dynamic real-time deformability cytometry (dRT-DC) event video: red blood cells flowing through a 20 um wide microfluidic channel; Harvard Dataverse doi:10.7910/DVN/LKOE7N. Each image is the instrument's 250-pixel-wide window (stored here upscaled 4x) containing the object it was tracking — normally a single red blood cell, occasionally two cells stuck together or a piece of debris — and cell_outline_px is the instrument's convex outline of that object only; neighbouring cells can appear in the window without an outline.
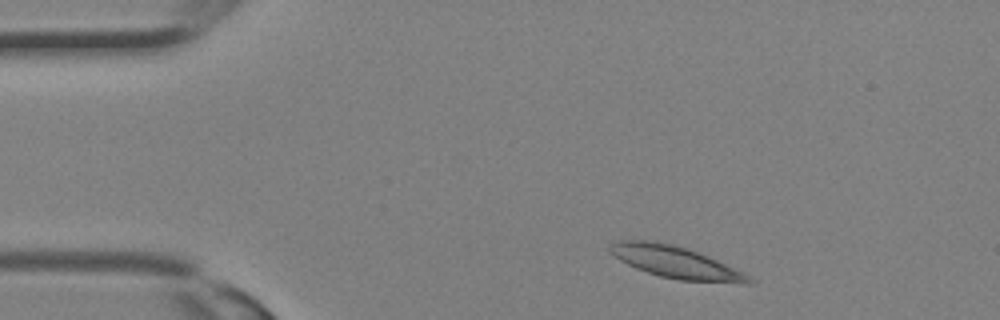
{"species": "Egyptian fruit bat (a non-hibernating species)", "species_latin": "Rousettus aegyptiacus", "temperature_condition": "room temperature", "stored_images_in_passage": 28, "camera_frame_rate_fps": 3000, "um_per_image_px": 0.085, "animal": {"sex": "female"}, "frame": {"image": 1, "passage_image": 1, "time_ms": 0.0, "image_size_px": [1000, 320], "cell_outline_px": [[756, 280], [752, 284], [744, 284], [680, 280], [660, 276], [636, 268], [620, 260], [608, 248], [612, 244], [620, 240], [644, 240], [672, 244], [688, 248], [708, 256], [744, 272]], "centroid_in_image_um": [57.53, 22.31], "position_along_channel_um": 27.5, "area_um2": 25.72}}
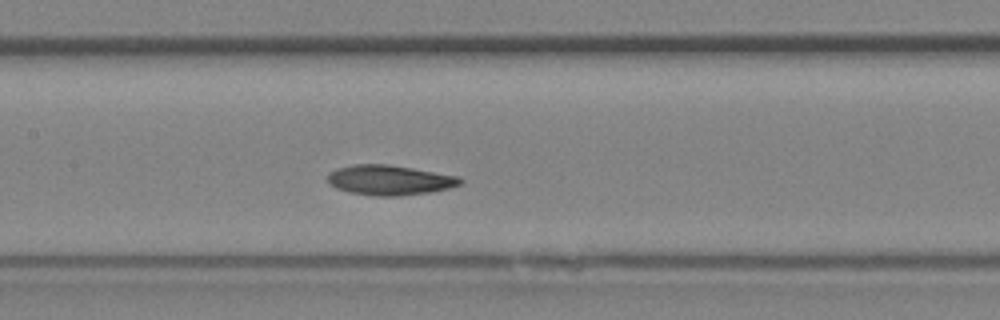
{"frame": {"image": 2, "passage_image": 11, "time_ms": 3.333, "image_size_px": [1000, 320], "cell_outline_px": [[464, 180], [460, 184], [448, 188], [428, 192], [400, 196], [376, 196], [348, 192], [336, 188], [328, 184], [328, 172], [336, 168], [352, 164], [388, 164], [460, 176]], "centroid_in_image_um": [33.08, 15.3], "position_along_channel_um": 174.3, "area_um2": 23.29}}
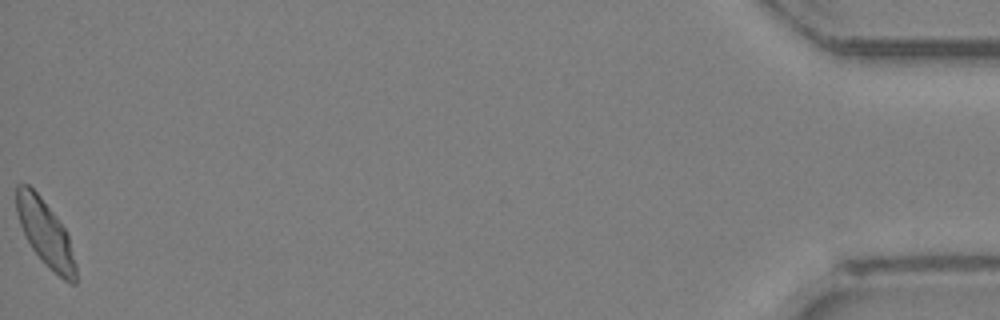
{"frame": {"image": 3, "passage_image": 28, "time_ms": 9.0, "image_size_px": [1000, 320], "cell_outline_px": [[76, 284], [72, 284], [64, 280], [52, 272], [48, 268], [32, 248], [20, 224], [16, 212], [16, 184], [28, 184], [40, 196], [56, 216], [64, 228], [68, 236], [76, 264]], "centroid_in_image_um": [3.86, 19.84], "position_along_channel_um": 431.3, "area_um2": 22.6}}